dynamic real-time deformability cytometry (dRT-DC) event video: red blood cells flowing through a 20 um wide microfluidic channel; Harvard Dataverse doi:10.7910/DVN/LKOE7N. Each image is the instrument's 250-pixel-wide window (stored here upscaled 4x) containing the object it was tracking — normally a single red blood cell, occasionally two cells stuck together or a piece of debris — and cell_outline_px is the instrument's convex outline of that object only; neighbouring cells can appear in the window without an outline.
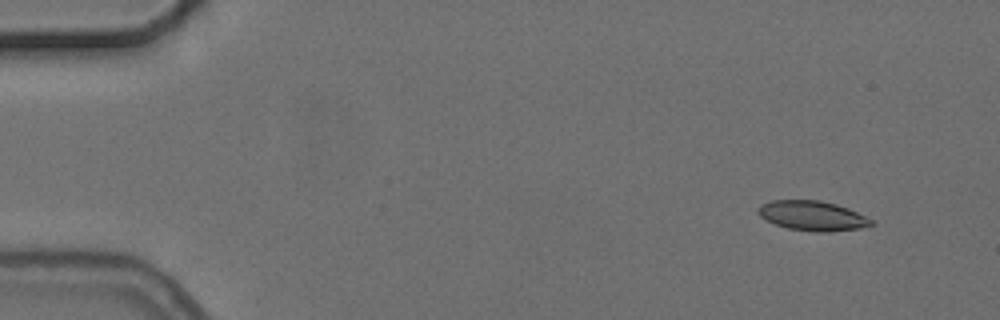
{"species": "common noctule bat (a hibernating species)", "species_latin": "Nyctalus noctula", "temperature_condition": "cold", "stored_images_in_passage": 5, "camera_frame_rate_fps": 3000, "um_per_image_px": 0.085, "animal": {"sex": "female", "body_mass_g": 24.6, "forearm_length_mm": 56.2}, "frame": {"image": 1, "passage_image": 1, "time_ms": 0.0, "image_size_px": [1000, 320], "cell_outline_px": [[876, 224], [860, 228], [828, 232], [816, 232], [788, 228], [776, 224], [760, 216], [756, 212], [760, 204], [772, 200], [820, 200], [836, 204], [848, 208], [872, 220]], "centroid_in_image_um": [69.05, 18.33], "position_along_channel_um": 15.9, "area_um2": 19.54}}
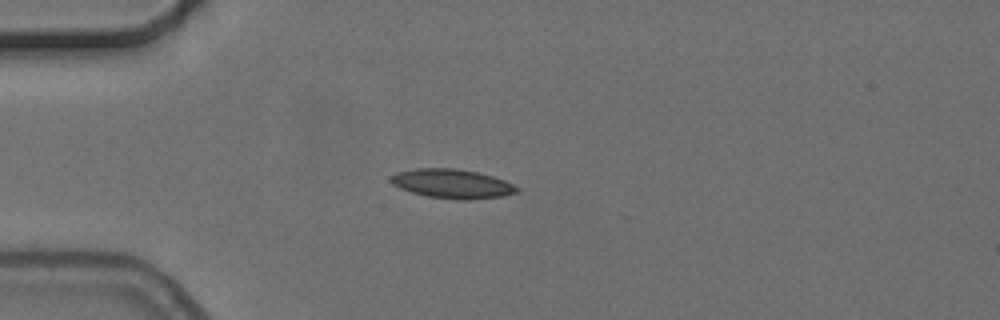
{"frame": {"image": 2, "passage_image": 4, "time_ms": 3.333, "image_size_px": [1000, 320], "cell_outline_px": [[520, 192], [500, 196], [468, 200], [456, 200], [428, 196], [412, 192], [400, 188], [392, 184], [388, 180], [388, 176], [396, 172], [416, 168], [456, 168], [476, 172], [492, 176], [504, 180], [520, 188]], "centroid_in_image_um": [38.4, 15.61], "position_along_channel_um": 46.6, "area_um2": 21.56}}
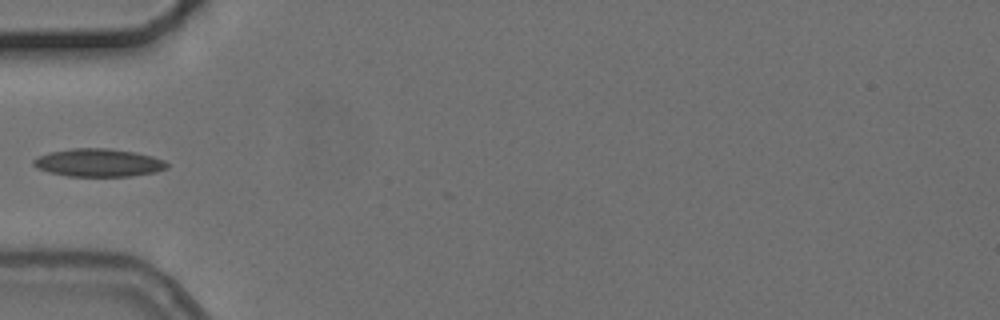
{"frame": {"image": 3, "passage_image": 5, "time_ms": 4.667, "image_size_px": [1000, 320], "cell_outline_px": [[168, 168], [156, 172], [132, 176], [68, 176], [48, 172], [36, 168], [32, 164], [32, 160], [36, 156], [48, 152], [72, 148], [104, 148], [136, 152], [152, 156], [164, 160], [168, 164]], "centroid_in_image_um": [8.34, 13.83], "position_along_channel_um": 76.7, "area_um2": 21.96}}